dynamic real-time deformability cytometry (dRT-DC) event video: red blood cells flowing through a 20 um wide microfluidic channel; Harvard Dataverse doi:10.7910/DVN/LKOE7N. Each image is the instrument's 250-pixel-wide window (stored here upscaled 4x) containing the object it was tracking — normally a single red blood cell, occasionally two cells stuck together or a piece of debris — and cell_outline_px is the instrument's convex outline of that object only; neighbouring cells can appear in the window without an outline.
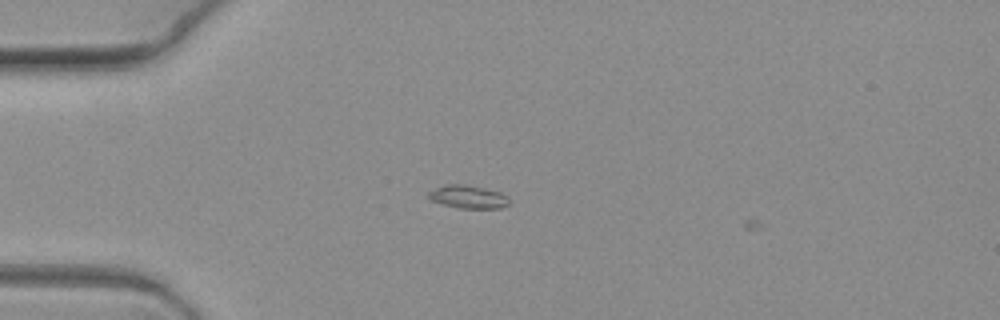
{"species": "common noctule bat (a hibernating species)", "species_latin": "Nyctalus noctula", "temperature_condition": "warm", "stored_images_in_passage": 4, "camera_frame_rate_fps": 3000, "um_per_image_px": 0.085, "animal": {"sex": "female", "body_mass_g": 19.3, "forearm_length_mm": 54.1}, "frame": {"image": 1, "passage_image": 3, "time_ms": 0.667, "image_size_px": [1000, 320], "cell_outline_px": [[508, 204], [500, 208], [456, 208], [432, 200], [428, 196], [428, 192], [444, 184], [464, 184], [484, 188], [500, 192], [508, 196]], "centroid_in_image_um": [39.79, 16.72], "position_along_channel_um": 45.2, "area_um2": 10.75}}